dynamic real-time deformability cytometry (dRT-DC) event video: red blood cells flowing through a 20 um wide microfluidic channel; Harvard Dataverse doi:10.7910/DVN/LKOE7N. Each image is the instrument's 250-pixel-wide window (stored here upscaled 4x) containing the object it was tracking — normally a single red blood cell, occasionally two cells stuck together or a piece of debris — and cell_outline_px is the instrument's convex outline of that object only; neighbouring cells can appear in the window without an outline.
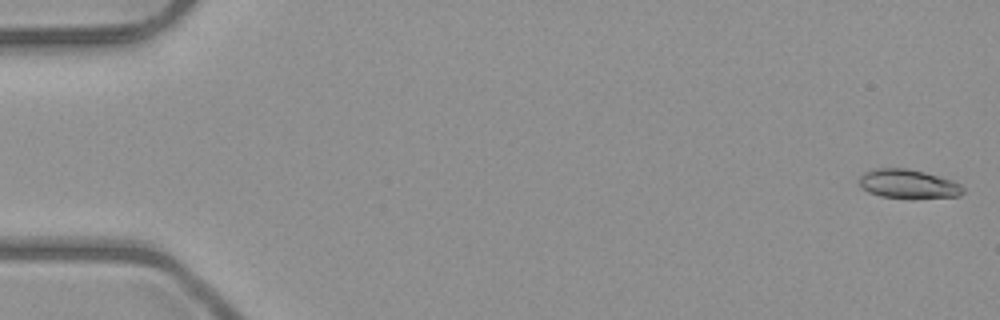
{"species": "common noctule bat (a hibernating species)", "species_latin": "Nyctalus noctula", "temperature_condition": "room temperature", "stored_images_in_passage": 6, "camera_frame_rate_fps": 3000, "um_per_image_px": 0.085, "animal": {"sex": "male", "body_mass_g": 23.1, "forearm_length_mm": 52.7}, "frame": {"image": 1, "passage_image": 1, "time_ms": 0.0, "image_size_px": [1000, 320], "cell_outline_px": [[964, 192], [960, 196], [880, 196], [868, 192], [860, 188], [860, 176], [864, 172], [876, 168], [904, 168], [924, 172], [952, 180], [960, 184], [964, 188]], "centroid_in_image_um": [77.16, 15.6], "position_along_channel_um": 7.8, "area_um2": 16.88}}
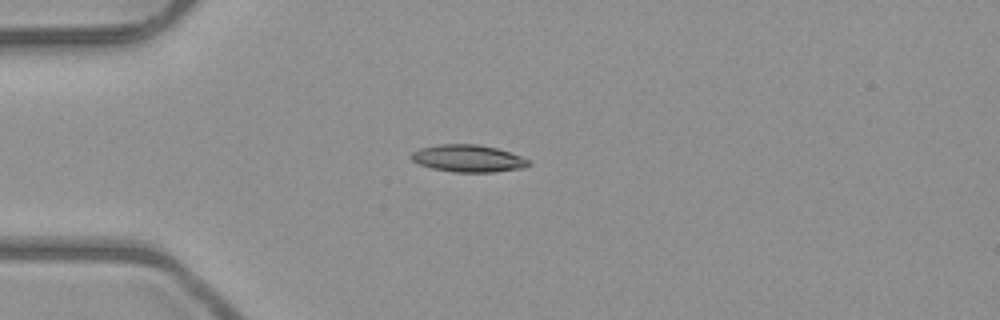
{"frame": {"image": 2, "passage_image": 4, "time_ms": 4.333, "image_size_px": [1000, 320], "cell_outline_px": [[532, 164], [524, 168], [492, 172], [452, 172], [432, 168], [420, 164], [412, 160], [408, 156], [412, 152], [420, 148], [440, 144], [476, 144], [496, 148], [520, 156], [528, 160]], "centroid_in_image_um": [39.77, 13.47], "position_along_channel_um": 45.2, "area_um2": 18.55}}
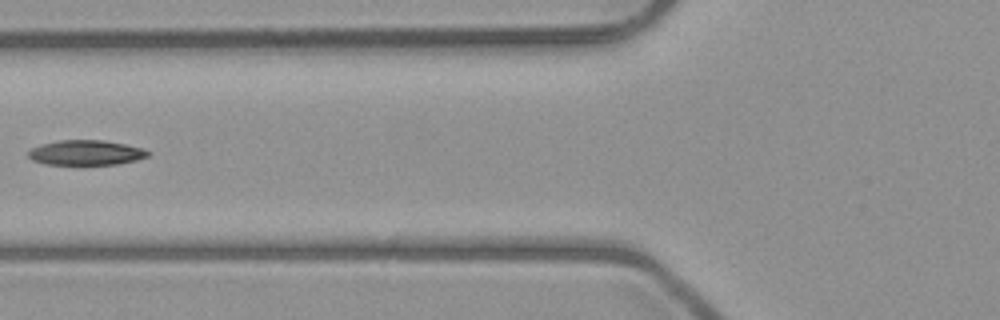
{"frame": {"image": 3, "passage_image": 6, "time_ms": 6.667, "image_size_px": [1000, 320], "cell_outline_px": [[152, 152], [148, 156], [136, 160], [116, 164], [44, 164], [32, 160], [28, 156], [28, 152], [32, 148], [40, 144], [60, 140], [104, 140], [144, 148]], "centroid_in_image_um": [7.32, 12.97], "position_along_channel_um": 118.5, "area_um2": 17.4}}